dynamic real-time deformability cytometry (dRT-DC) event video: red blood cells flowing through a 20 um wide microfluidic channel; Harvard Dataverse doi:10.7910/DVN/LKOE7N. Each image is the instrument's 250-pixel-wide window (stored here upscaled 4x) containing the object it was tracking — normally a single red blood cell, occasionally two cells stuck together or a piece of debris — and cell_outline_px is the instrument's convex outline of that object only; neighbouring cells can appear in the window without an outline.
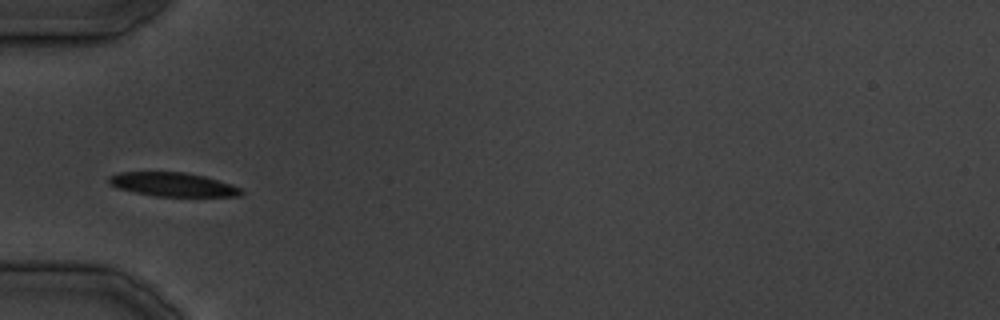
{"species": "common noctule bat (a hibernating species)", "species_latin": "Nyctalus noctula", "temperature_condition": "cold", "stored_images_in_passage": 5, "camera_frame_rate_fps": 3000, "um_per_image_px": 0.085, "animal": {"sex": "male", "body_mass_g": 19.5, "forearm_length_mm": 54.6}, "frame": {"image": 1, "passage_image": 1, "time_ms": 0.0, "image_size_px": [1000, 320], "cell_outline_px": [[244, 192], [240, 196], [156, 196], [116, 188], [108, 184], [108, 176], [120, 172], [184, 172], [204, 176], [232, 184], [240, 188]], "centroid_in_image_um": [14.67, 15.67], "position_along_channel_um": 70.3, "area_um2": 18.38}}
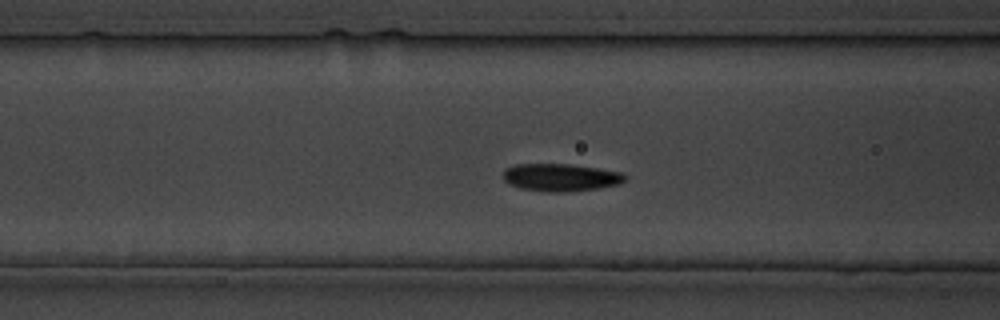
{"frame": {"image": 2, "passage_image": 4, "time_ms": 3.333, "image_size_px": [1000, 320], "cell_outline_px": [[628, 176], [620, 184], [596, 188], [564, 192], [552, 192], [520, 188], [508, 184], [504, 180], [504, 168], [516, 164], [568, 164], [596, 168], [620, 172]], "centroid_in_image_um": [47.63, 15.07], "position_along_channel_um": 119.0, "area_um2": 19.42}}